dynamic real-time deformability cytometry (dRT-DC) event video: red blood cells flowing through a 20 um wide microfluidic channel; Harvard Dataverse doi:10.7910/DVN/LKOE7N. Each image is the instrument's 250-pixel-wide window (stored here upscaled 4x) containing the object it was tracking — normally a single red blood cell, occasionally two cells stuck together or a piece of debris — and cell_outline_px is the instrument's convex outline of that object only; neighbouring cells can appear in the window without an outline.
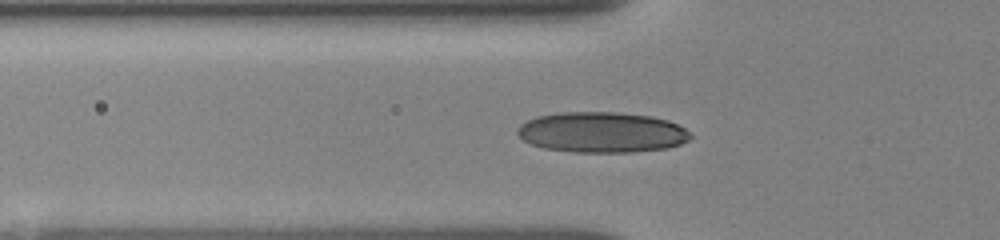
{"species": "human", "species_latin": "Homo sapiens", "temperature_condition": "room temperature", "stored_images_in_passage": 46, "camera_frame_rate_fps": 3000, "um_per_image_px": 0.085, "donor": {"sex": "female"}, "frame": {"image": 1, "passage_image": 12, "time_ms": 3.0, "image_size_px": [1000, 240], "cell_outline_px": [[692, 136], [688, 140], [680, 144], [668, 148], [632, 152], [576, 152], [544, 148], [532, 144], [524, 140], [516, 132], [516, 128], [520, 124], [536, 116], [560, 112], [616, 112], [652, 116], [668, 120], [684, 128]], "centroid_in_image_um": [51.14, 11.24], "position_along_channel_um": 74.7, "area_um2": 40.92}}
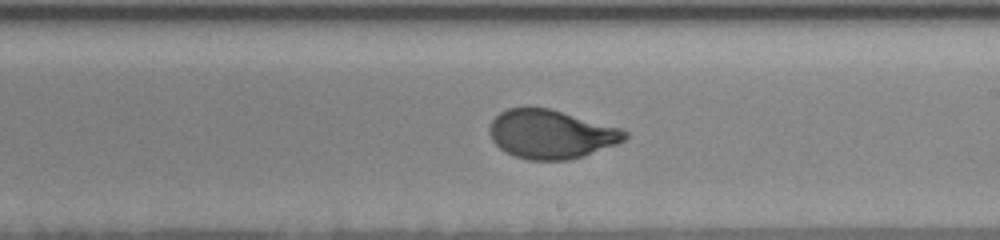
{"frame": {"image": 2, "passage_image": 28, "time_ms": 7.333, "image_size_px": [1000, 240], "cell_outline_px": [[628, 136], [624, 140], [616, 144], [584, 156], [568, 160], [528, 160], [516, 156], [500, 148], [492, 140], [488, 132], [488, 128], [492, 120], [500, 112], [508, 108], [548, 108], [624, 128], [628, 132]], "centroid_in_image_um": [46.86, 11.4], "position_along_channel_um": 242.1, "area_um2": 38.49}}
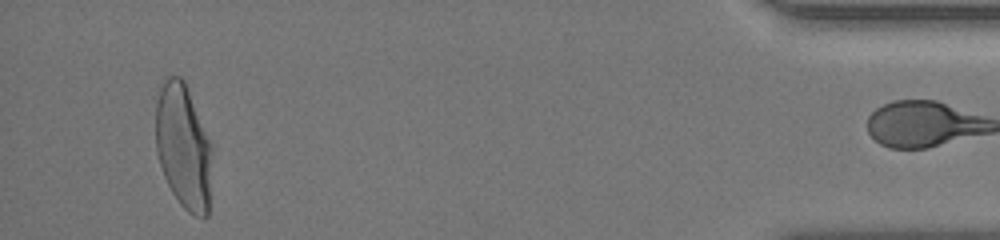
{"frame": {"image": 3, "passage_image": 43, "time_ms": 13.667, "image_size_px": [1000, 240], "cell_outline_px": [[212, 148], [208, 216], [204, 220], [188, 212], [180, 204], [172, 192], [164, 176], [156, 152], [156, 104], [160, 80], [168, 76], [180, 76], [184, 80], [212, 144]], "centroid_in_image_um": [15.58, 12.45], "position_along_channel_um": 419.6, "area_um2": 41.44}, "authors_computed_cell_mechanics": {"area_um2": 38.7838, "velocity_mm_per_s": 3.8494, "shape_relaxation_time_tau1_ms": 3.3482, "shape_relaxation_time_tau2_ms": null, "deformation_change_tau1": 0.1591, "deformation_change_tau2": null}}